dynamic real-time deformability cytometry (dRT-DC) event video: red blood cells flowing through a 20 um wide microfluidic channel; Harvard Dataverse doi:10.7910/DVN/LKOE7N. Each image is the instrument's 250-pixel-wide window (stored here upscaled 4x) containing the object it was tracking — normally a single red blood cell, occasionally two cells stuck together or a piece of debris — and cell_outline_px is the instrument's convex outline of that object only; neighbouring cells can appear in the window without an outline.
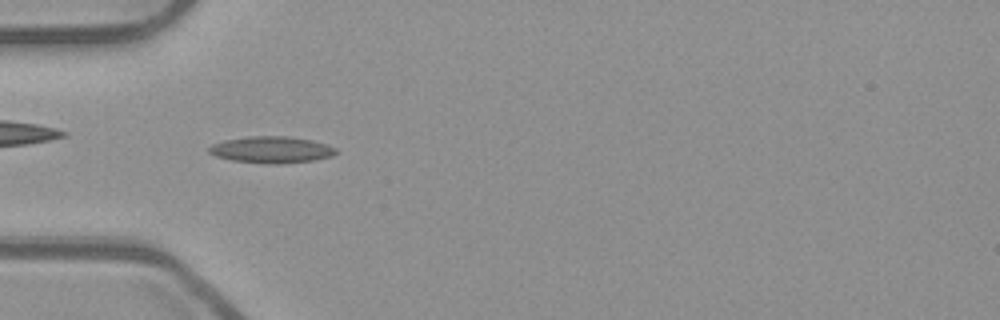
{"species": "common noctule bat (a hibernating species)", "species_latin": "Nyctalus noctula", "temperature_condition": "room temperature", "stored_images_in_passage": 52, "camera_frame_rate_fps": 3000, "um_per_image_px": 0.085, "animal": {"sex": "male", "body_mass_g": 23.1, "forearm_length_mm": 52.7}, "frame": {"image": 1, "passage_image": 16, "time_ms": 5.0, "image_size_px": [1000, 320], "cell_outline_px": [[336, 152], [332, 156], [312, 160], [276, 164], [232, 160], [216, 156], [208, 152], [208, 148], [212, 144], [224, 140], [252, 136], [288, 136], [312, 140], [328, 144], [336, 148]], "centroid_in_image_um": [23.08, 12.71], "position_along_channel_um": 61.9, "area_um2": 19.48}}
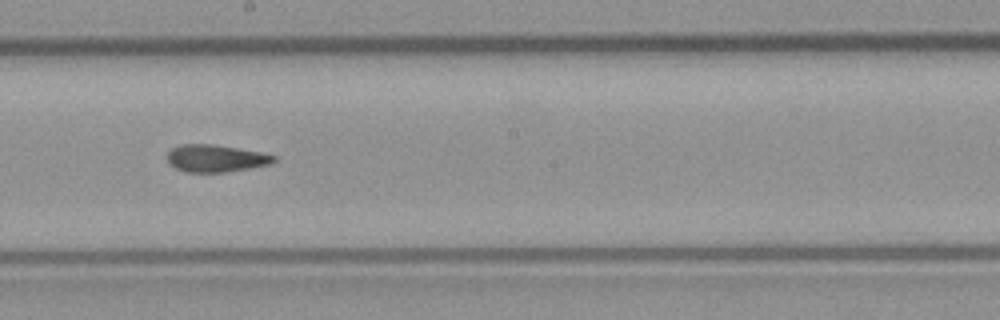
{"frame": {"image": 2, "passage_image": 29, "time_ms": 9.333, "image_size_px": [1000, 320], "cell_outline_px": [[276, 160], [272, 164], [224, 172], [188, 172], [176, 168], [168, 164], [168, 152], [172, 148], [180, 144], [212, 144], [260, 152], [276, 156]], "centroid_in_image_um": [18.33, 13.46], "position_along_channel_um": 229.9, "area_um2": 16.82}}
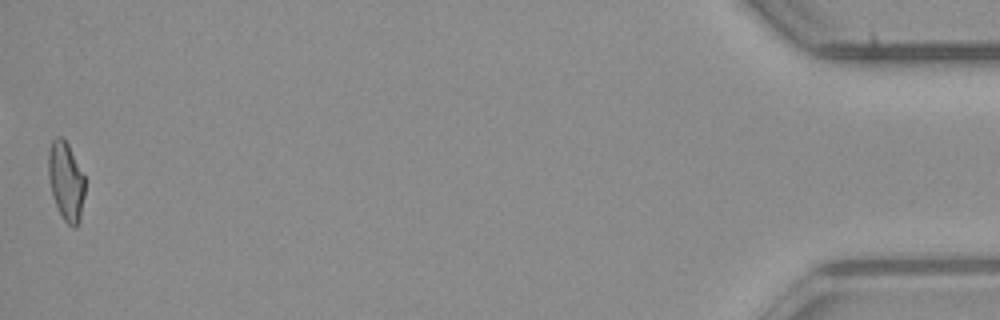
{"frame": {"image": 3, "passage_image": 52, "time_ms": 17.0, "image_size_px": [1000, 320], "cell_outline_px": [[84, 196], [80, 220], [76, 228], [72, 228], [64, 220], [56, 204], [52, 192], [48, 176], [48, 152], [52, 140], [56, 136], [60, 136], [68, 144], [84, 176]], "centroid_in_image_um": [5.61, 15.4], "position_along_channel_um": 429.6, "area_um2": 16.59}, "authors_computed_cell_mechanics": {"area_um2": 17.4267, "velocity_mm_per_s": 3.8907, "shape_relaxation_time_tau1_ms": null, "shape_relaxation_time_tau2_ms": 2.9207, "deformation_change_tau1": null, "deformation_change_tau2": 0.1026}}